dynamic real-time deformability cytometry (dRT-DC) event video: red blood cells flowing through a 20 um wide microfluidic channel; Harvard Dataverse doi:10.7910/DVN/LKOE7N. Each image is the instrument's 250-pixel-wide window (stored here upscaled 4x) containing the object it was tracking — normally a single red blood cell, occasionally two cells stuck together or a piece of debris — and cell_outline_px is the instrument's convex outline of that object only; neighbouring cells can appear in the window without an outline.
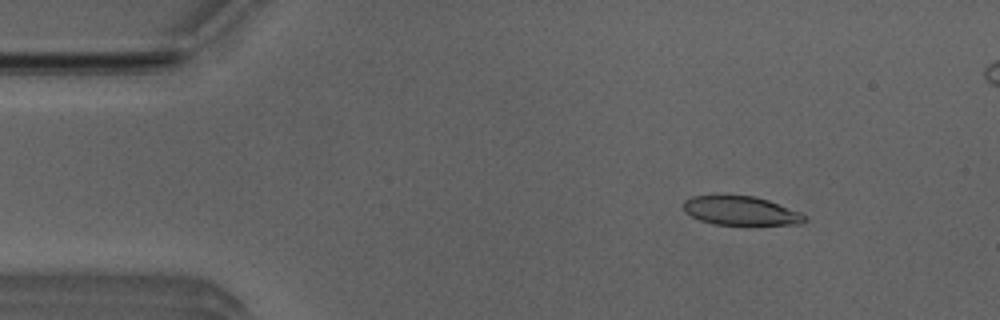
{"species": "Egyptian fruit bat (a non-hibernating species)", "species_latin": "Rousettus aegyptiacus", "temperature_condition": "room temperature", "stored_images_in_passage": 6, "camera_frame_rate_fps": 3000, "um_per_image_px": 0.085, "animal": {"sex": "male"}, "frame": {"image": 1, "passage_image": 3, "time_ms": 0.667, "image_size_px": [1000, 320], "cell_outline_px": [[808, 220], [800, 224], [712, 224], [700, 220], [684, 212], [684, 200], [692, 196], [756, 196], [768, 200], [800, 212], [808, 216]], "centroid_in_image_um": [62.99, 17.92], "position_along_channel_um": 22.0, "area_um2": 20.23}}